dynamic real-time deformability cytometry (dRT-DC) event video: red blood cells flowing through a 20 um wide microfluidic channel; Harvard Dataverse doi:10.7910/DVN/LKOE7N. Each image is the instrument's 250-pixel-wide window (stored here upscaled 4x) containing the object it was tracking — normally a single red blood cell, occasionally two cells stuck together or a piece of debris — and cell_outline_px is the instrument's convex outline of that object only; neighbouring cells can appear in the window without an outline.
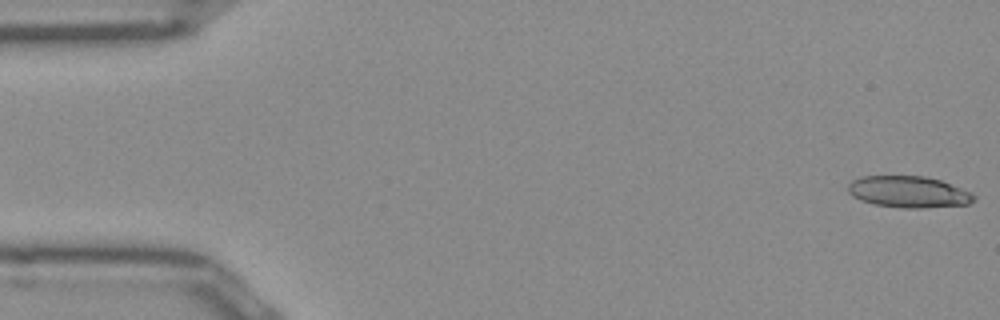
{"species": "Egyptian fruit bat (a non-hibernating species)", "species_latin": "Rousettus aegyptiacus", "temperature_condition": "room temperature", "stored_images_in_passage": 51, "camera_frame_rate_fps": 3000, "um_per_image_px": 0.085, "frame": {"image": 1, "passage_image": 1, "time_ms": 0.0, "image_size_px": [1000, 320], "cell_outline_px": [[976, 200], [968, 204], [924, 208], [904, 208], [872, 204], [860, 200], [852, 196], [848, 192], [848, 184], [852, 180], [864, 176], [924, 176], [940, 180], [972, 192], [976, 196]], "centroid_in_image_um": [77.23, 16.31], "position_along_channel_um": 7.8, "area_um2": 23.24}}
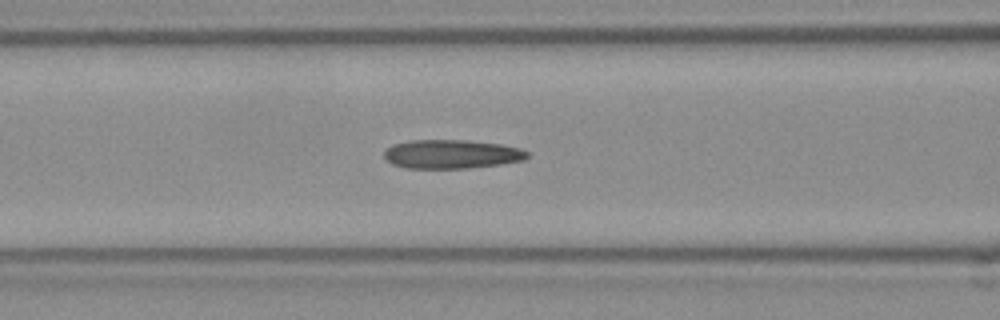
{"frame": {"image": 2, "passage_image": 20, "time_ms": 6.333, "image_size_px": [1000, 320], "cell_outline_px": [[528, 156], [524, 160], [500, 164], [468, 168], [408, 168], [392, 164], [384, 156], [384, 152], [392, 144], [412, 140], [464, 140], [500, 144], [520, 148], [528, 152]], "centroid_in_image_um": [38.38, 13.1], "position_along_channel_um": 128.2, "area_um2": 23.93}}
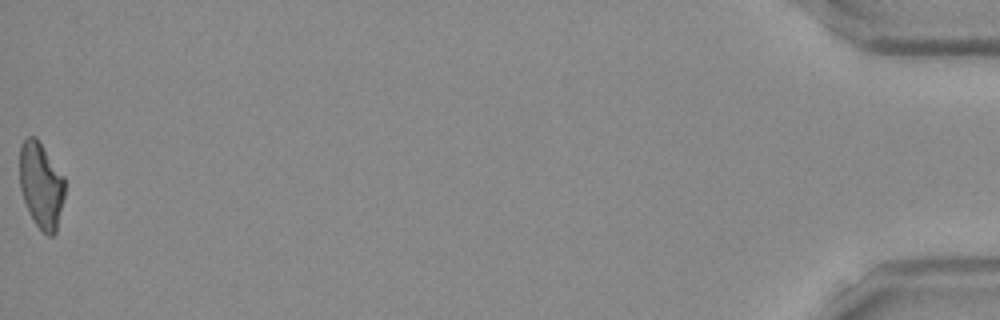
{"frame": {"image": 3, "passage_image": 51, "time_ms": 16.667, "image_size_px": [1000, 320], "cell_outline_px": [[64, 196], [56, 232], [52, 236], [48, 236], [36, 224], [28, 212], [20, 188], [20, 144], [28, 136], [36, 136], [64, 176]], "centroid_in_image_um": [3.49, 15.73], "position_along_channel_um": 431.7, "area_um2": 22.54}, "authors_computed_cell_mechanics": {"area_um2": 23.5824, "velocity_mm_per_s": 3.9607, "shape_relaxation_time_tau1_ms": null, "shape_relaxation_time_tau2_ms": 5.2955, "deformation_change_tau1": null, "deformation_change_tau2": 0.1536}}